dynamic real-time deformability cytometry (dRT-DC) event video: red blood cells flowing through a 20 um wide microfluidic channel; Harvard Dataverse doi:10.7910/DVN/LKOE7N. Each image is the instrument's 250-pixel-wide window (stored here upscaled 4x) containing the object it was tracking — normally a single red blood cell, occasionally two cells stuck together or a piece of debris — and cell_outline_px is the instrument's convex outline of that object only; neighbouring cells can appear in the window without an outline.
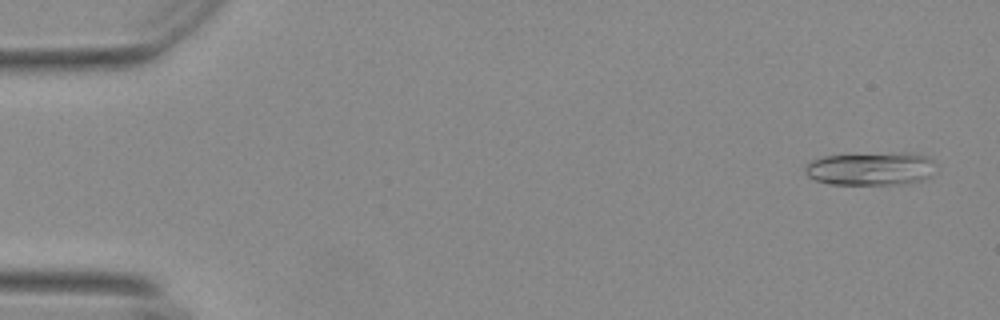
{"species": "Egyptian fruit bat (a non-hibernating species)", "species_latin": "Rousettus aegyptiacus", "temperature_condition": "warm", "stored_images_in_passage": 55, "camera_frame_rate_fps": 3000, "um_per_image_px": 0.085, "animal": {"sex": "female"}, "frame": {"image": 1, "passage_image": 3, "time_ms": 0.667, "image_size_px": [1000, 320], "cell_outline_px": [[932, 176], [924, 180], [904, 184], [828, 184], [816, 180], [808, 176], [804, 172], [804, 168], [808, 160], [824, 156], [900, 152], [904, 152], [928, 156], [932, 160]], "centroid_in_image_um": [73.98, 14.34], "position_along_channel_um": 11.0, "area_um2": 25.49}}
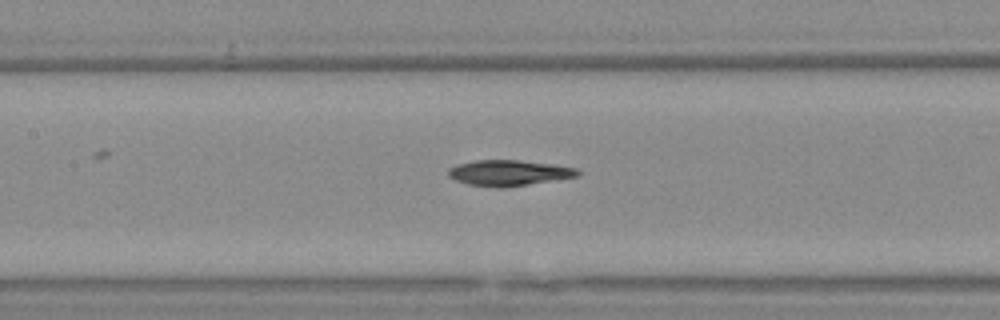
{"frame": {"image": 2, "passage_image": 26, "time_ms": 8.333, "image_size_px": [1000, 320], "cell_outline_px": [[580, 172], [576, 176], [504, 188], [500, 188], [468, 184], [456, 180], [448, 176], [448, 168], [456, 164], [476, 160], [516, 160], [552, 164], [576, 168]], "centroid_in_image_um": [43.18, 14.69], "position_along_channel_um": 164.2, "area_um2": 19.13}}
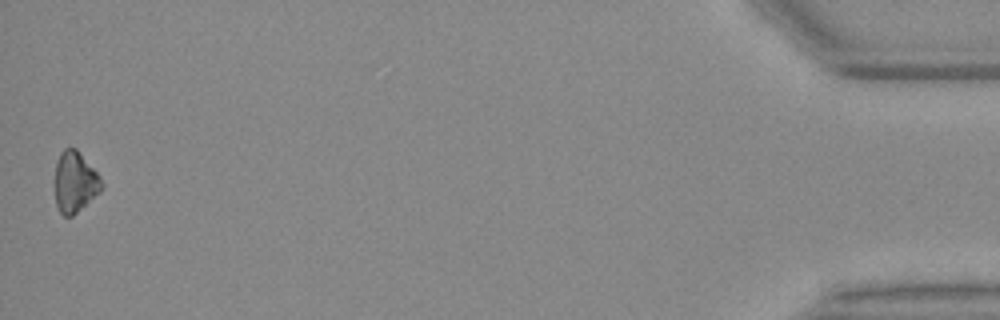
{"frame": {"image": 3, "passage_image": 55, "time_ms": 18.0, "image_size_px": [1000, 320], "cell_outline_px": [[100, 192], [72, 216], [64, 216], [60, 212], [56, 204], [56, 160], [60, 152], [64, 148], [76, 148], [100, 176]], "centroid_in_image_um": [6.35, 15.45], "position_along_channel_um": 428.9, "area_um2": 16.18}, "authors_computed_cell_mechanics": {"area_um2": 19.1896, "velocity_mm_per_s": 3.71, "shape_relaxation_time_tau1_ms": 6.7015, "shape_relaxation_time_tau2_ms": null, "deformation_change_tau1": 0.1579, "deformation_change_tau2": null}}